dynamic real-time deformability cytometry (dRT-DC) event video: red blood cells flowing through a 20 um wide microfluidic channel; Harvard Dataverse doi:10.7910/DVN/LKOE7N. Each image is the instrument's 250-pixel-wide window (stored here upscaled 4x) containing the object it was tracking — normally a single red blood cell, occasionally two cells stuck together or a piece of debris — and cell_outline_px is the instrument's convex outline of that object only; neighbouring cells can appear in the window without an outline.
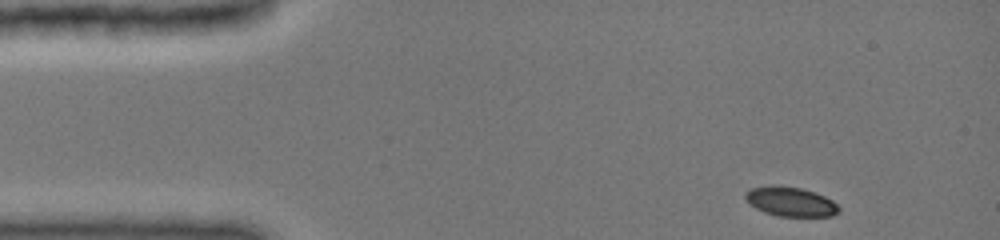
{"species": "common noctule bat (a hibernating species)", "species_latin": "Nyctalus noctula", "temperature_condition": "cold", "stored_images_in_passage": 9, "camera_frame_rate_fps": 3000, "um_per_image_px": 0.085, "animal": {"sex": "female", "body_mass_g": 19.0, "forearm_length_mm": 51.5}, "frame": {"image": 1, "passage_image": 1, "time_ms": 0.0, "image_size_px": [1000, 240], "cell_outline_px": [[840, 212], [832, 216], [776, 216], [764, 212], [756, 208], [744, 196], [744, 192], [752, 188], [772, 184], [780, 184], [800, 188], [824, 196], [832, 200], [840, 208]], "centroid_in_image_um": [67.19, 17.13], "position_along_channel_um": 17.8, "area_um2": 16.07}}
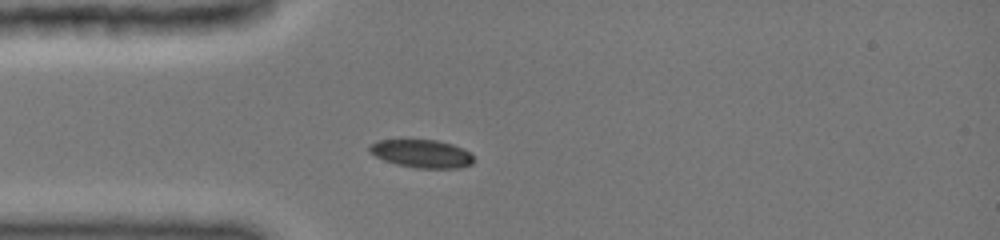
{"frame": {"image": 2, "passage_image": 8, "time_ms": 2.667, "image_size_px": [1000, 240], "cell_outline_px": [[476, 160], [472, 164], [460, 168], [416, 168], [396, 164], [384, 160], [368, 152], [368, 144], [376, 140], [436, 140], [452, 144], [468, 152]], "centroid_in_image_um": [35.81, 13.06], "position_along_channel_um": 49.2, "area_um2": 17.11}}